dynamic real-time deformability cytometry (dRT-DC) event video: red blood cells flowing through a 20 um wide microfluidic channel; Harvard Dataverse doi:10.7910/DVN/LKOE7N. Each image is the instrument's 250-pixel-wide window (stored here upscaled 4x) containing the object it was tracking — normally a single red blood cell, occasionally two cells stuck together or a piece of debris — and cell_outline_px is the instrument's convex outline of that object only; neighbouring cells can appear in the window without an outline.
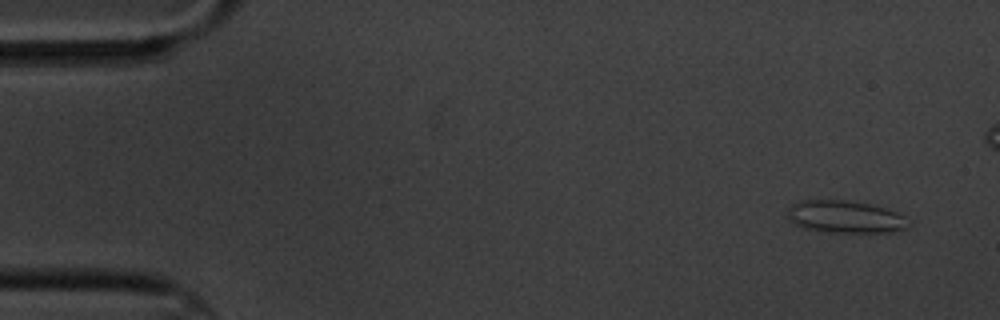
{"species": "common noctule bat (a hibernating species)", "species_latin": "Nyctalus noctula", "temperature_condition": "cold", "stored_images_in_passage": 10, "camera_frame_rate_fps": 3000, "um_per_image_px": 0.085, "animal": {"sex": "male", "body_mass_g": 20.1, "forearm_length_mm": 53.5}, "frame": {"image": 1, "passage_image": 1, "time_ms": 0.0, "image_size_px": [1000, 320], "cell_outline_px": [[912, 224], [904, 228], [892, 232], [832, 232], [804, 228], [788, 220], [788, 208], [792, 204], [800, 200], [852, 200], [884, 208], [896, 212], [904, 216]], "centroid_in_image_um": [71.84, 18.42], "position_along_channel_um": 13.2, "area_um2": 22.77}}
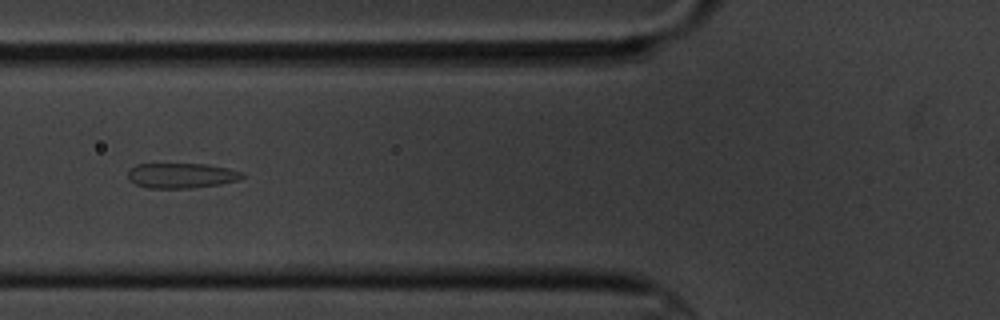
{"frame": {"image": 2, "passage_image": 6, "time_ms": 6.0, "image_size_px": [1000, 320], "cell_outline_px": [[244, 176], [236, 180], [220, 184], [192, 188], [148, 188], [136, 184], [128, 180], [128, 168], [136, 164], [208, 164], [228, 168], [244, 172]], "centroid_in_image_um": [15.39, 14.91], "position_along_channel_um": 110.4, "area_um2": 16.82}}
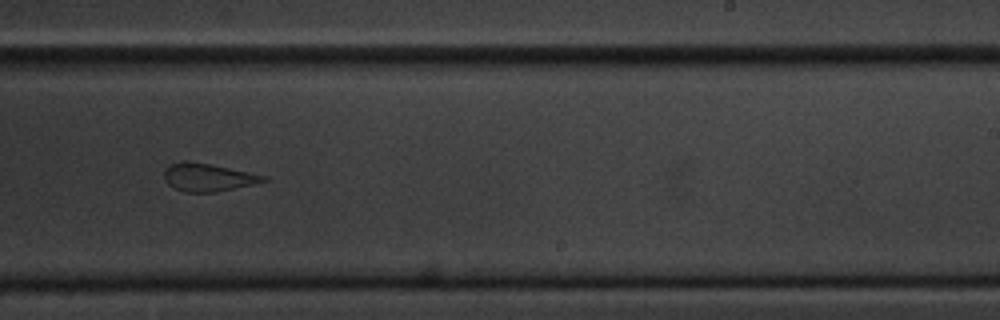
{"frame": {"image": 3, "passage_image": 10, "time_ms": 10.667, "image_size_px": [1000, 320], "cell_outline_px": [[268, 180], [252, 184], [216, 192], [184, 192], [172, 188], [164, 180], [164, 168], [180, 160], [188, 160], [212, 164], [268, 176]], "centroid_in_image_um": [17.63, 15.06], "position_along_channel_um": 271.4, "area_um2": 16.36}}